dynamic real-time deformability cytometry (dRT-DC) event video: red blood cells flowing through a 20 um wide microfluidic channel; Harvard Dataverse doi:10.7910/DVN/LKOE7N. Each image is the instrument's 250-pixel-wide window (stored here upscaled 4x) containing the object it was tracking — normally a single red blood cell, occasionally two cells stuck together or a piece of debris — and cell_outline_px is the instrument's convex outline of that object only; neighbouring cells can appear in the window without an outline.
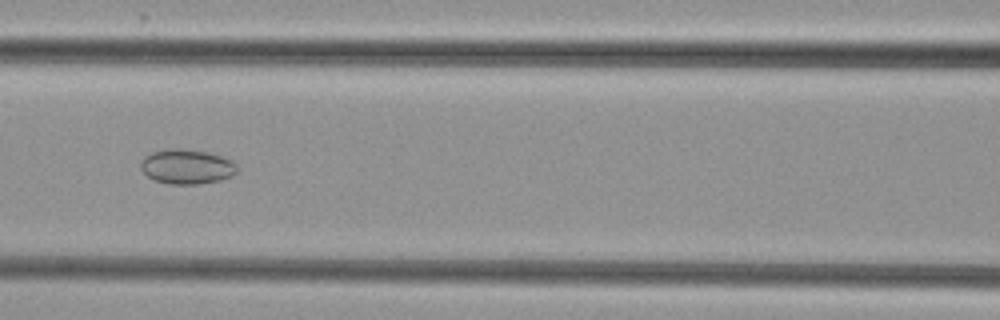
{"species": "common noctule bat (a hibernating species)", "species_latin": "Nyctalus noctula", "temperature_condition": "cold", "stored_images_in_passage": 8, "camera_frame_rate_fps": 3000, "um_per_image_px": 0.085, "animal": {"sex": "female", "body_mass_g": 29.2, "forearm_length_mm": 56.3}, "frame": {"image": 1, "passage_image": 7, "time_ms": 8.0, "image_size_px": [1000, 320], "cell_outline_px": [[236, 172], [232, 176], [220, 180], [200, 184], [168, 184], [152, 180], [140, 168], [140, 164], [144, 156], [152, 152], [172, 148], [180, 148], [208, 152], [232, 160], [236, 164]], "centroid_in_image_um": [15.86, 14.17], "position_along_channel_um": 150.7, "area_um2": 19.59}}
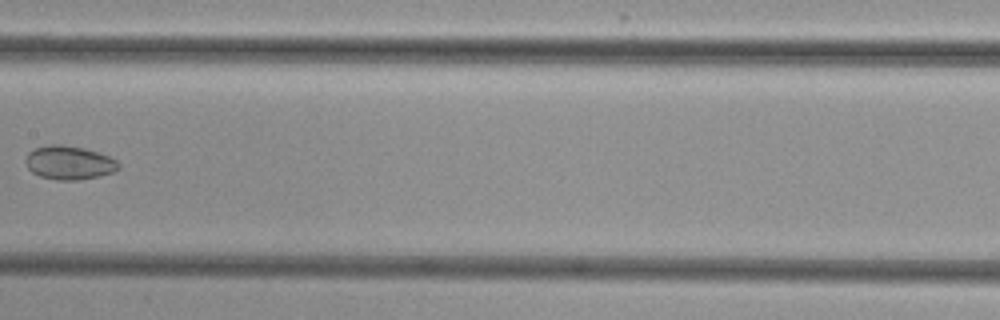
{"frame": {"image": 2, "passage_image": 8, "time_ms": 9.333, "image_size_px": [1000, 320], "cell_outline_px": [[120, 168], [112, 172], [100, 176], [80, 180], [56, 180], [40, 176], [32, 172], [28, 168], [24, 160], [28, 152], [36, 148], [52, 144], [60, 144], [84, 148], [108, 156], [116, 160], [120, 164]], "centroid_in_image_um": [5.87, 13.84], "position_along_channel_um": 201.5, "area_um2": 18.26}}